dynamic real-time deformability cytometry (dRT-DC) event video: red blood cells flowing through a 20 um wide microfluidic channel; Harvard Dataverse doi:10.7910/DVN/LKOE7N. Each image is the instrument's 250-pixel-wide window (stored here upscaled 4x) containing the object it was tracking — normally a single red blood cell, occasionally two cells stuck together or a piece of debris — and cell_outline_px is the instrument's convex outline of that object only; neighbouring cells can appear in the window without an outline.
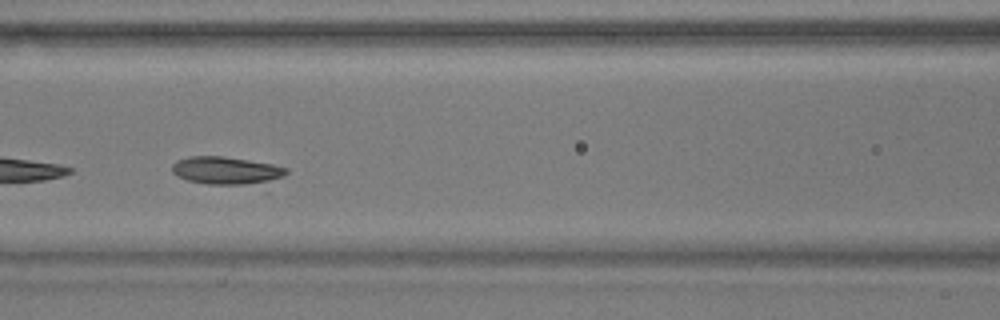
{"species": "common noctule bat (a hibernating species)", "species_latin": "Nyctalus noctula", "temperature_condition": "warm", "stored_images_in_passage": 36, "camera_frame_rate_fps": 3000, "um_per_image_px": 0.085, "animal": {"sex": "male", "body_mass_g": 17.9}, "frame": {"image": 1, "passage_image": 22, "time_ms": 7.0, "image_size_px": [1000, 320], "cell_outline_px": [[288, 172], [268, 192], [264, 192], [208, 184], [188, 180], [172, 172], [172, 164], [176, 160], [188, 156], [224, 156], [272, 164], [288, 168]], "centroid_in_image_um": [19.53, 14.64], "position_along_channel_um": 147.1, "area_um2": 20.92}}